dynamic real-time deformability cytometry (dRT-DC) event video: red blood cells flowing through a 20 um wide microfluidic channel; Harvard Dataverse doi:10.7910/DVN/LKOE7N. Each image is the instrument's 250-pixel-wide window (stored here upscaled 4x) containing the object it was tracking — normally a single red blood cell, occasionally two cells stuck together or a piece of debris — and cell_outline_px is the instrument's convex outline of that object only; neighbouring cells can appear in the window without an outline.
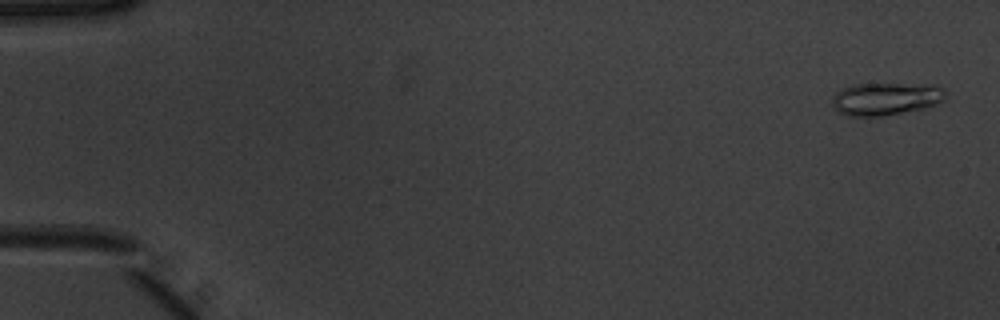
{"species": "common noctule bat (a hibernating species)", "species_latin": "Nyctalus noctula", "temperature_condition": "warm", "stored_images_in_passage": 49, "camera_frame_rate_fps": 3000, "um_per_image_px": 0.085, "animal": {"sex": "male", "body_mass_g": 20.1, "forearm_length_mm": 53.5}, "frame": {"image": 1, "passage_image": 2, "time_ms": 0.333, "image_size_px": [1000, 320], "cell_outline_px": [[944, 100], [936, 104], [924, 108], [884, 116], [848, 116], [836, 112], [832, 104], [832, 96], [840, 88], [852, 84], [936, 84], [944, 92]], "centroid_in_image_um": [75.23, 8.4], "position_along_channel_um": 9.8, "area_um2": 21.79}}
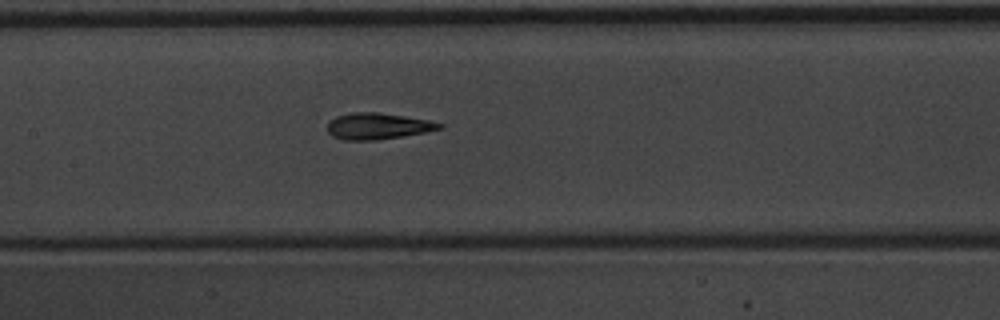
{"frame": {"image": 2, "passage_image": 26, "time_ms": 8.333, "image_size_px": [1000, 320], "cell_outline_px": [[444, 128], [424, 132], [376, 140], [344, 140], [332, 136], [328, 132], [328, 124], [336, 116], [352, 112], [380, 112], [428, 120], [444, 124]], "centroid_in_image_um": [32.11, 10.71], "position_along_channel_um": 175.3, "area_um2": 17.05}}
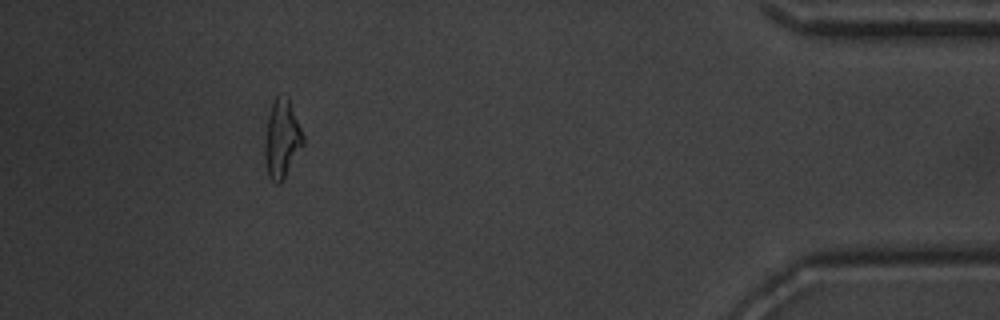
{"frame": {"image": 3, "passage_image": 48, "time_ms": 15.667, "image_size_px": [1000, 320], "cell_outline_px": [[304, 144], [280, 184], [276, 184], [268, 176], [264, 160], [264, 140], [268, 116], [272, 104], [276, 96], [288, 96], [304, 136]], "centroid_in_image_um": [23.95, 11.82], "position_along_channel_um": 411.3, "area_um2": 17.51}}